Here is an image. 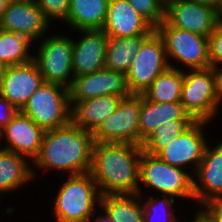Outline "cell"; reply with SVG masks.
<instances>
[{
  "instance_id": "484cf974",
  "label": "cell",
  "mask_w": 222,
  "mask_h": 222,
  "mask_svg": "<svg viewBox=\"0 0 222 222\" xmlns=\"http://www.w3.org/2000/svg\"><path fill=\"white\" fill-rule=\"evenodd\" d=\"M184 71L170 65L142 93L152 102H177L181 99Z\"/></svg>"
},
{
  "instance_id": "cb8c5ba5",
  "label": "cell",
  "mask_w": 222,
  "mask_h": 222,
  "mask_svg": "<svg viewBox=\"0 0 222 222\" xmlns=\"http://www.w3.org/2000/svg\"><path fill=\"white\" fill-rule=\"evenodd\" d=\"M141 196V194L103 195L99 207L116 222H143Z\"/></svg>"
},
{
  "instance_id": "52a82bcc",
  "label": "cell",
  "mask_w": 222,
  "mask_h": 222,
  "mask_svg": "<svg viewBox=\"0 0 222 222\" xmlns=\"http://www.w3.org/2000/svg\"><path fill=\"white\" fill-rule=\"evenodd\" d=\"M162 37L154 29L141 43L127 72L133 94H142L154 79L170 67Z\"/></svg>"
},
{
  "instance_id": "9a60e30c",
  "label": "cell",
  "mask_w": 222,
  "mask_h": 222,
  "mask_svg": "<svg viewBox=\"0 0 222 222\" xmlns=\"http://www.w3.org/2000/svg\"><path fill=\"white\" fill-rule=\"evenodd\" d=\"M44 132L30 117L18 111L0 130V143H7L4 147L0 145V148L13 151L25 158L29 157L33 163L40 153Z\"/></svg>"
},
{
  "instance_id": "8992f818",
  "label": "cell",
  "mask_w": 222,
  "mask_h": 222,
  "mask_svg": "<svg viewBox=\"0 0 222 222\" xmlns=\"http://www.w3.org/2000/svg\"><path fill=\"white\" fill-rule=\"evenodd\" d=\"M162 37L167 58L188 69L210 67L209 38L169 25L165 20L155 29Z\"/></svg>"
},
{
  "instance_id": "5b68a950",
  "label": "cell",
  "mask_w": 222,
  "mask_h": 222,
  "mask_svg": "<svg viewBox=\"0 0 222 222\" xmlns=\"http://www.w3.org/2000/svg\"><path fill=\"white\" fill-rule=\"evenodd\" d=\"M171 166L156 155L142 152L139 183L156 189L162 195L194 199L193 174Z\"/></svg>"
},
{
  "instance_id": "836d02e7",
  "label": "cell",
  "mask_w": 222,
  "mask_h": 222,
  "mask_svg": "<svg viewBox=\"0 0 222 222\" xmlns=\"http://www.w3.org/2000/svg\"><path fill=\"white\" fill-rule=\"evenodd\" d=\"M18 111L19 110L0 95V130L12 120Z\"/></svg>"
},
{
  "instance_id": "b9f144b4",
  "label": "cell",
  "mask_w": 222,
  "mask_h": 222,
  "mask_svg": "<svg viewBox=\"0 0 222 222\" xmlns=\"http://www.w3.org/2000/svg\"><path fill=\"white\" fill-rule=\"evenodd\" d=\"M15 1L37 3L38 0H15Z\"/></svg>"
},
{
  "instance_id": "d590c367",
  "label": "cell",
  "mask_w": 222,
  "mask_h": 222,
  "mask_svg": "<svg viewBox=\"0 0 222 222\" xmlns=\"http://www.w3.org/2000/svg\"><path fill=\"white\" fill-rule=\"evenodd\" d=\"M191 1H195L198 2L199 4L209 6L216 11L219 9L222 2V0H191Z\"/></svg>"
},
{
  "instance_id": "277c9868",
  "label": "cell",
  "mask_w": 222,
  "mask_h": 222,
  "mask_svg": "<svg viewBox=\"0 0 222 222\" xmlns=\"http://www.w3.org/2000/svg\"><path fill=\"white\" fill-rule=\"evenodd\" d=\"M20 112L44 131L67 125L71 121L68 89L59 84L43 82Z\"/></svg>"
},
{
  "instance_id": "83f0119b",
  "label": "cell",
  "mask_w": 222,
  "mask_h": 222,
  "mask_svg": "<svg viewBox=\"0 0 222 222\" xmlns=\"http://www.w3.org/2000/svg\"><path fill=\"white\" fill-rule=\"evenodd\" d=\"M194 122V119H178L162 123L143 141L141 144L143 151L151 155H157L167 147L168 143L188 129Z\"/></svg>"
},
{
  "instance_id": "f1b7e54d",
  "label": "cell",
  "mask_w": 222,
  "mask_h": 222,
  "mask_svg": "<svg viewBox=\"0 0 222 222\" xmlns=\"http://www.w3.org/2000/svg\"><path fill=\"white\" fill-rule=\"evenodd\" d=\"M162 196L161 199L149 196L148 201L142 204L143 222H159V220L160 222H177V216L174 214L175 209L172 207L175 199L169 195Z\"/></svg>"
},
{
  "instance_id": "7402d4cb",
  "label": "cell",
  "mask_w": 222,
  "mask_h": 222,
  "mask_svg": "<svg viewBox=\"0 0 222 222\" xmlns=\"http://www.w3.org/2000/svg\"><path fill=\"white\" fill-rule=\"evenodd\" d=\"M109 0H70L66 23L76 30L102 29Z\"/></svg>"
},
{
  "instance_id": "8d00e7d4",
  "label": "cell",
  "mask_w": 222,
  "mask_h": 222,
  "mask_svg": "<svg viewBox=\"0 0 222 222\" xmlns=\"http://www.w3.org/2000/svg\"><path fill=\"white\" fill-rule=\"evenodd\" d=\"M191 222H213L212 219L200 208Z\"/></svg>"
},
{
  "instance_id": "8fae6325",
  "label": "cell",
  "mask_w": 222,
  "mask_h": 222,
  "mask_svg": "<svg viewBox=\"0 0 222 222\" xmlns=\"http://www.w3.org/2000/svg\"><path fill=\"white\" fill-rule=\"evenodd\" d=\"M69 102H78L102 95L126 98L133 95L126 73L102 68L88 75L74 77L68 88Z\"/></svg>"
},
{
  "instance_id": "7bdbcfd3",
  "label": "cell",
  "mask_w": 222,
  "mask_h": 222,
  "mask_svg": "<svg viewBox=\"0 0 222 222\" xmlns=\"http://www.w3.org/2000/svg\"><path fill=\"white\" fill-rule=\"evenodd\" d=\"M165 4L169 1H172V0H162Z\"/></svg>"
},
{
  "instance_id": "4fadbf2b",
  "label": "cell",
  "mask_w": 222,
  "mask_h": 222,
  "mask_svg": "<svg viewBox=\"0 0 222 222\" xmlns=\"http://www.w3.org/2000/svg\"><path fill=\"white\" fill-rule=\"evenodd\" d=\"M169 25L210 37L217 24L216 10L191 0H172L165 4V19Z\"/></svg>"
},
{
  "instance_id": "ffe728a7",
  "label": "cell",
  "mask_w": 222,
  "mask_h": 222,
  "mask_svg": "<svg viewBox=\"0 0 222 222\" xmlns=\"http://www.w3.org/2000/svg\"><path fill=\"white\" fill-rule=\"evenodd\" d=\"M121 97L102 95L78 102H70L71 121L78 127L94 132L114 112Z\"/></svg>"
},
{
  "instance_id": "e0dca14e",
  "label": "cell",
  "mask_w": 222,
  "mask_h": 222,
  "mask_svg": "<svg viewBox=\"0 0 222 222\" xmlns=\"http://www.w3.org/2000/svg\"><path fill=\"white\" fill-rule=\"evenodd\" d=\"M84 34L73 40L72 69L74 77L88 75L105 67L108 35L102 29L77 30Z\"/></svg>"
},
{
  "instance_id": "603a6c76",
  "label": "cell",
  "mask_w": 222,
  "mask_h": 222,
  "mask_svg": "<svg viewBox=\"0 0 222 222\" xmlns=\"http://www.w3.org/2000/svg\"><path fill=\"white\" fill-rule=\"evenodd\" d=\"M24 156L0 148V192H10L35 177ZM32 178V179H31Z\"/></svg>"
},
{
  "instance_id": "d4e9b609",
  "label": "cell",
  "mask_w": 222,
  "mask_h": 222,
  "mask_svg": "<svg viewBox=\"0 0 222 222\" xmlns=\"http://www.w3.org/2000/svg\"><path fill=\"white\" fill-rule=\"evenodd\" d=\"M147 36L148 35H136L131 37L108 36L105 68L127 74L132 65L133 57L138 52L142 41Z\"/></svg>"
},
{
  "instance_id": "f35d334b",
  "label": "cell",
  "mask_w": 222,
  "mask_h": 222,
  "mask_svg": "<svg viewBox=\"0 0 222 222\" xmlns=\"http://www.w3.org/2000/svg\"><path fill=\"white\" fill-rule=\"evenodd\" d=\"M9 0H0V20L3 16L5 9L7 8Z\"/></svg>"
},
{
  "instance_id": "9c48e42d",
  "label": "cell",
  "mask_w": 222,
  "mask_h": 222,
  "mask_svg": "<svg viewBox=\"0 0 222 222\" xmlns=\"http://www.w3.org/2000/svg\"><path fill=\"white\" fill-rule=\"evenodd\" d=\"M72 55L73 40L64 35H54L43 38L33 60L44 82L59 84L68 89L74 78Z\"/></svg>"
},
{
  "instance_id": "30bf717a",
  "label": "cell",
  "mask_w": 222,
  "mask_h": 222,
  "mask_svg": "<svg viewBox=\"0 0 222 222\" xmlns=\"http://www.w3.org/2000/svg\"><path fill=\"white\" fill-rule=\"evenodd\" d=\"M141 94L121 98L115 112L92 133L94 142L139 144Z\"/></svg>"
},
{
  "instance_id": "60d3db41",
  "label": "cell",
  "mask_w": 222,
  "mask_h": 222,
  "mask_svg": "<svg viewBox=\"0 0 222 222\" xmlns=\"http://www.w3.org/2000/svg\"><path fill=\"white\" fill-rule=\"evenodd\" d=\"M5 69H6V66L0 63V85H1L2 78L4 76Z\"/></svg>"
},
{
  "instance_id": "3957f363",
  "label": "cell",
  "mask_w": 222,
  "mask_h": 222,
  "mask_svg": "<svg viewBox=\"0 0 222 222\" xmlns=\"http://www.w3.org/2000/svg\"><path fill=\"white\" fill-rule=\"evenodd\" d=\"M101 194L91 174L69 175L61 184L53 203L56 222H86L96 217L95 205ZM97 203V204H96Z\"/></svg>"
},
{
  "instance_id": "1f68e13d",
  "label": "cell",
  "mask_w": 222,
  "mask_h": 222,
  "mask_svg": "<svg viewBox=\"0 0 222 222\" xmlns=\"http://www.w3.org/2000/svg\"><path fill=\"white\" fill-rule=\"evenodd\" d=\"M209 58L211 66H219L222 63V25L216 24L209 37Z\"/></svg>"
},
{
  "instance_id": "e575fe53",
  "label": "cell",
  "mask_w": 222,
  "mask_h": 222,
  "mask_svg": "<svg viewBox=\"0 0 222 222\" xmlns=\"http://www.w3.org/2000/svg\"><path fill=\"white\" fill-rule=\"evenodd\" d=\"M210 67L212 68V73L214 77L215 97L219 105L220 101H222V68H219L218 66Z\"/></svg>"
},
{
  "instance_id": "6da1fadb",
  "label": "cell",
  "mask_w": 222,
  "mask_h": 222,
  "mask_svg": "<svg viewBox=\"0 0 222 222\" xmlns=\"http://www.w3.org/2000/svg\"><path fill=\"white\" fill-rule=\"evenodd\" d=\"M139 144L94 142L89 173L101 196L109 194H141Z\"/></svg>"
},
{
  "instance_id": "4316f807",
  "label": "cell",
  "mask_w": 222,
  "mask_h": 222,
  "mask_svg": "<svg viewBox=\"0 0 222 222\" xmlns=\"http://www.w3.org/2000/svg\"><path fill=\"white\" fill-rule=\"evenodd\" d=\"M31 43L26 36L0 29V63L7 67L32 61Z\"/></svg>"
},
{
  "instance_id": "74e56055",
  "label": "cell",
  "mask_w": 222,
  "mask_h": 222,
  "mask_svg": "<svg viewBox=\"0 0 222 222\" xmlns=\"http://www.w3.org/2000/svg\"><path fill=\"white\" fill-rule=\"evenodd\" d=\"M88 222H116V221H115L114 219L109 218V217L106 215V213L104 212L103 215H100V214H99V216H97V217L95 218V221H92V219L90 218V219L88 220Z\"/></svg>"
},
{
  "instance_id": "7c38bea8",
  "label": "cell",
  "mask_w": 222,
  "mask_h": 222,
  "mask_svg": "<svg viewBox=\"0 0 222 222\" xmlns=\"http://www.w3.org/2000/svg\"><path fill=\"white\" fill-rule=\"evenodd\" d=\"M208 123L207 121H195L156 156L171 166L181 169L192 164L191 170L195 174L208 143L202 129Z\"/></svg>"
},
{
  "instance_id": "ba28073f",
  "label": "cell",
  "mask_w": 222,
  "mask_h": 222,
  "mask_svg": "<svg viewBox=\"0 0 222 222\" xmlns=\"http://www.w3.org/2000/svg\"><path fill=\"white\" fill-rule=\"evenodd\" d=\"M180 102L195 121L209 122L217 115L220 105L215 97L211 67L184 71Z\"/></svg>"
},
{
  "instance_id": "ab89813d",
  "label": "cell",
  "mask_w": 222,
  "mask_h": 222,
  "mask_svg": "<svg viewBox=\"0 0 222 222\" xmlns=\"http://www.w3.org/2000/svg\"><path fill=\"white\" fill-rule=\"evenodd\" d=\"M217 14V24L222 25V2L219 9L216 11Z\"/></svg>"
},
{
  "instance_id": "d6986e66",
  "label": "cell",
  "mask_w": 222,
  "mask_h": 222,
  "mask_svg": "<svg viewBox=\"0 0 222 222\" xmlns=\"http://www.w3.org/2000/svg\"><path fill=\"white\" fill-rule=\"evenodd\" d=\"M102 30L113 37L149 35L154 28L126 0H109Z\"/></svg>"
},
{
  "instance_id": "ac0fdd59",
  "label": "cell",
  "mask_w": 222,
  "mask_h": 222,
  "mask_svg": "<svg viewBox=\"0 0 222 222\" xmlns=\"http://www.w3.org/2000/svg\"><path fill=\"white\" fill-rule=\"evenodd\" d=\"M193 192L201 206L208 200L222 196V142L205 148L203 159L193 175Z\"/></svg>"
},
{
  "instance_id": "5bb4252c",
  "label": "cell",
  "mask_w": 222,
  "mask_h": 222,
  "mask_svg": "<svg viewBox=\"0 0 222 222\" xmlns=\"http://www.w3.org/2000/svg\"><path fill=\"white\" fill-rule=\"evenodd\" d=\"M43 82L42 74L34 60L10 65L5 69L0 95L20 111Z\"/></svg>"
},
{
  "instance_id": "4dcf8cb0",
  "label": "cell",
  "mask_w": 222,
  "mask_h": 222,
  "mask_svg": "<svg viewBox=\"0 0 222 222\" xmlns=\"http://www.w3.org/2000/svg\"><path fill=\"white\" fill-rule=\"evenodd\" d=\"M37 5L49 22L51 19L66 21L70 0H38Z\"/></svg>"
},
{
  "instance_id": "7a4b0ae2",
  "label": "cell",
  "mask_w": 222,
  "mask_h": 222,
  "mask_svg": "<svg viewBox=\"0 0 222 222\" xmlns=\"http://www.w3.org/2000/svg\"><path fill=\"white\" fill-rule=\"evenodd\" d=\"M93 144L92 132L70 121L67 125L44 132L40 153L33 165L38 169L67 170L69 175L88 173Z\"/></svg>"
},
{
  "instance_id": "f546056e",
  "label": "cell",
  "mask_w": 222,
  "mask_h": 222,
  "mask_svg": "<svg viewBox=\"0 0 222 222\" xmlns=\"http://www.w3.org/2000/svg\"><path fill=\"white\" fill-rule=\"evenodd\" d=\"M156 29L165 19V3L162 0H126Z\"/></svg>"
},
{
  "instance_id": "d6a6232c",
  "label": "cell",
  "mask_w": 222,
  "mask_h": 222,
  "mask_svg": "<svg viewBox=\"0 0 222 222\" xmlns=\"http://www.w3.org/2000/svg\"><path fill=\"white\" fill-rule=\"evenodd\" d=\"M202 207L201 209L212 219L213 222H222V196L208 200L202 205Z\"/></svg>"
},
{
  "instance_id": "44dd1931",
  "label": "cell",
  "mask_w": 222,
  "mask_h": 222,
  "mask_svg": "<svg viewBox=\"0 0 222 222\" xmlns=\"http://www.w3.org/2000/svg\"><path fill=\"white\" fill-rule=\"evenodd\" d=\"M178 119H193L184 109L180 101L152 102L141 94L139 113V145L162 123Z\"/></svg>"
},
{
  "instance_id": "2e32d148",
  "label": "cell",
  "mask_w": 222,
  "mask_h": 222,
  "mask_svg": "<svg viewBox=\"0 0 222 222\" xmlns=\"http://www.w3.org/2000/svg\"><path fill=\"white\" fill-rule=\"evenodd\" d=\"M49 23L37 3L9 0L0 20V29L38 41L46 34Z\"/></svg>"
}]
</instances>
